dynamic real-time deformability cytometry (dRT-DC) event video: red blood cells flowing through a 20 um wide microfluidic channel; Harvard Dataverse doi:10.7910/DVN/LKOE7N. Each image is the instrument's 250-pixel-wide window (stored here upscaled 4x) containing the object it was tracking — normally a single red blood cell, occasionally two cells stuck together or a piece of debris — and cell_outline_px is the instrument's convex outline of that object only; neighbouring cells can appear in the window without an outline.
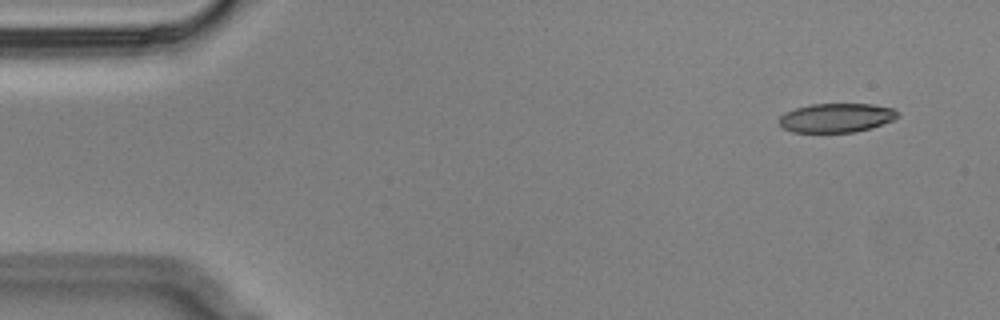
{"species": "Egyptian fruit bat (a non-hibernating species)", "species_latin": "Rousettus aegyptiacus", "temperature_condition": "cold", "stored_images_in_passage": 49, "camera_frame_rate_fps": 3000, "um_per_image_px": 0.085, "animal": {"sex": "male"}, "frame": {"image": 1, "passage_image": 1, "time_ms": 0.0, "image_size_px": [1000, 320], "cell_outline_px": [[900, 116], [892, 120], [872, 128], [856, 132], [792, 132], [780, 128], [776, 120], [784, 112], [796, 108], [812, 104], [872, 104], [892, 108], [900, 112]], "centroid_in_image_um": [71.05, 10.02], "position_along_channel_um": 13.9, "area_um2": 20.4}}
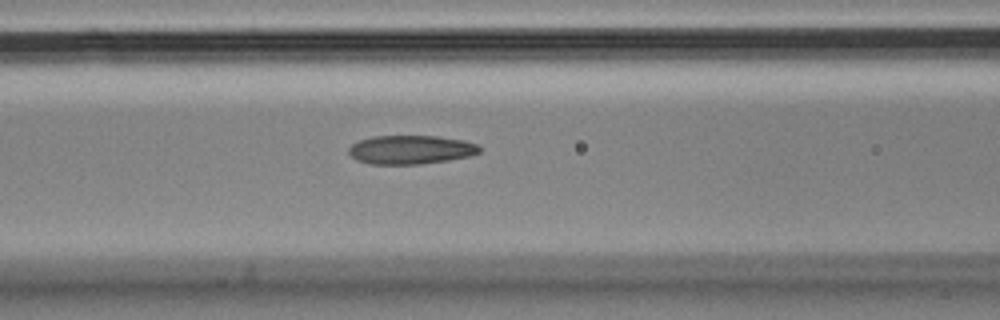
{"frame": {"image": 2, "passage_image": 20, "time_ms": 6.333, "image_size_px": [1000, 320], "cell_outline_px": [[480, 152], [468, 156], [448, 160], [420, 164], [372, 164], [356, 160], [348, 152], [348, 148], [352, 144], [360, 140], [372, 136], [436, 136], [464, 140], [476, 144], [480, 148]], "centroid_in_image_um": [34.89, 12.72], "position_along_channel_um": 131.7, "area_um2": 21.85}}
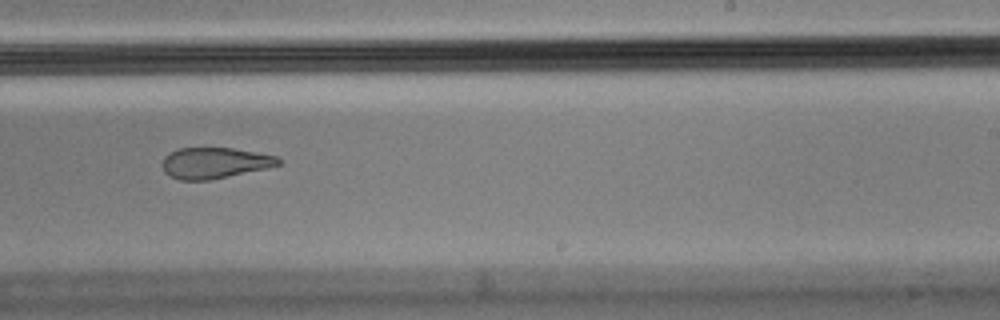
{"frame": {"image": 3, "passage_image": 32, "time_ms": 10.333, "image_size_px": [1000, 320], "cell_outline_px": [[280, 164], [268, 168], [208, 180], [180, 180], [164, 172], [160, 164], [164, 156], [168, 152], [180, 148], [232, 148], [256, 152], [276, 156], [280, 160]], "centroid_in_image_um": [18.19, 13.84], "position_along_channel_um": 270.8, "area_um2": 20.92}, "authors_computed_cell_mechanics": {"area_um2": 21.964, "velocity_mm_per_s": 3.4847, "shape_relaxation_time_tau1_ms": null, "shape_relaxation_time_tau2_ms": 3.5567, "deformation_change_tau1": null, "deformation_change_tau2": 0.1203}}